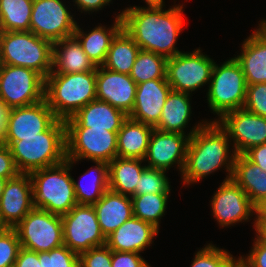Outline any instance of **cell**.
Segmentation results:
<instances>
[{
	"mask_svg": "<svg viewBox=\"0 0 266 267\" xmlns=\"http://www.w3.org/2000/svg\"><path fill=\"white\" fill-rule=\"evenodd\" d=\"M257 28L266 36V19L265 18L258 21Z\"/></svg>",
	"mask_w": 266,
	"mask_h": 267,
	"instance_id": "db71d44e",
	"label": "cell"
},
{
	"mask_svg": "<svg viewBox=\"0 0 266 267\" xmlns=\"http://www.w3.org/2000/svg\"><path fill=\"white\" fill-rule=\"evenodd\" d=\"M76 164L77 161L66 159L61 164L30 173L34 208L63 216L78 204L71 176Z\"/></svg>",
	"mask_w": 266,
	"mask_h": 267,
	"instance_id": "277c9868",
	"label": "cell"
},
{
	"mask_svg": "<svg viewBox=\"0 0 266 267\" xmlns=\"http://www.w3.org/2000/svg\"><path fill=\"white\" fill-rule=\"evenodd\" d=\"M44 99L58 119L66 120L96 100V71L49 74Z\"/></svg>",
	"mask_w": 266,
	"mask_h": 267,
	"instance_id": "5b68a950",
	"label": "cell"
},
{
	"mask_svg": "<svg viewBox=\"0 0 266 267\" xmlns=\"http://www.w3.org/2000/svg\"><path fill=\"white\" fill-rule=\"evenodd\" d=\"M232 267H244L239 261H237Z\"/></svg>",
	"mask_w": 266,
	"mask_h": 267,
	"instance_id": "9f6ffc18",
	"label": "cell"
},
{
	"mask_svg": "<svg viewBox=\"0 0 266 267\" xmlns=\"http://www.w3.org/2000/svg\"><path fill=\"white\" fill-rule=\"evenodd\" d=\"M127 118L123 111L96 99L64 122L65 127H92L117 133Z\"/></svg>",
	"mask_w": 266,
	"mask_h": 267,
	"instance_id": "603a6c76",
	"label": "cell"
},
{
	"mask_svg": "<svg viewBox=\"0 0 266 267\" xmlns=\"http://www.w3.org/2000/svg\"><path fill=\"white\" fill-rule=\"evenodd\" d=\"M41 267H79V254L62 245L49 252H38Z\"/></svg>",
	"mask_w": 266,
	"mask_h": 267,
	"instance_id": "74e56055",
	"label": "cell"
},
{
	"mask_svg": "<svg viewBox=\"0 0 266 267\" xmlns=\"http://www.w3.org/2000/svg\"><path fill=\"white\" fill-rule=\"evenodd\" d=\"M244 155L266 172V143L250 148Z\"/></svg>",
	"mask_w": 266,
	"mask_h": 267,
	"instance_id": "7dc6e473",
	"label": "cell"
},
{
	"mask_svg": "<svg viewBox=\"0 0 266 267\" xmlns=\"http://www.w3.org/2000/svg\"><path fill=\"white\" fill-rule=\"evenodd\" d=\"M66 159L110 163L117 157V133L88 127H65ZM80 161V162H79Z\"/></svg>",
	"mask_w": 266,
	"mask_h": 267,
	"instance_id": "ba28073f",
	"label": "cell"
},
{
	"mask_svg": "<svg viewBox=\"0 0 266 267\" xmlns=\"http://www.w3.org/2000/svg\"><path fill=\"white\" fill-rule=\"evenodd\" d=\"M170 195L171 193H152L131 196L134 217L149 222L160 230Z\"/></svg>",
	"mask_w": 266,
	"mask_h": 267,
	"instance_id": "836d02e7",
	"label": "cell"
},
{
	"mask_svg": "<svg viewBox=\"0 0 266 267\" xmlns=\"http://www.w3.org/2000/svg\"><path fill=\"white\" fill-rule=\"evenodd\" d=\"M110 25L108 27V25L98 23L96 27L90 28V31H84L77 22L74 36L96 67L104 64L112 40L123 29L121 10L115 14L114 23Z\"/></svg>",
	"mask_w": 266,
	"mask_h": 267,
	"instance_id": "cb8c5ba5",
	"label": "cell"
},
{
	"mask_svg": "<svg viewBox=\"0 0 266 267\" xmlns=\"http://www.w3.org/2000/svg\"><path fill=\"white\" fill-rule=\"evenodd\" d=\"M232 179L245 191L254 205L266 197V172L244 154L235 157Z\"/></svg>",
	"mask_w": 266,
	"mask_h": 267,
	"instance_id": "4dcf8cb0",
	"label": "cell"
},
{
	"mask_svg": "<svg viewBox=\"0 0 266 267\" xmlns=\"http://www.w3.org/2000/svg\"><path fill=\"white\" fill-rule=\"evenodd\" d=\"M7 180L8 179H5V178H0V197L4 191V188H5V185L7 183Z\"/></svg>",
	"mask_w": 266,
	"mask_h": 267,
	"instance_id": "11a10c76",
	"label": "cell"
},
{
	"mask_svg": "<svg viewBox=\"0 0 266 267\" xmlns=\"http://www.w3.org/2000/svg\"><path fill=\"white\" fill-rule=\"evenodd\" d=\"M140 50L135 41L122 29L112 40L102 66L129 75Z\"/></svg>",
	"mask_w": 266,
	"mask_h": 267,
	"instance_id": "1f68e13d",
	"label": "cell"
},
{
	"mask_svg": "<svg viewBox=\"0 0 266 267\" xmlns=\"http://www.w3.org/2000/svg\"><path fill=\"white\" fill-rule=\"evenodd\" d=\"M167 58L154 52L140 50L129 76L136 84L153 79H167Z\"/></svg>",
	"mask_w": 266,
	"mask_h": 267,
	"instance_id": "e575fe53",
	"label": "cell"
},
{
	"mask_svg": "<svg viewBox=\"0 0 266 267\" xmlns=\"http://www.w3.org/2000/svg\"><path fill=\"white\" fill-rule=\"evenodd\" d=\"M252 244L249 253L238 256V261L244 267H266V243L255 235Z\"/></svg>",
	"mask_w": 266,
	"mask_h": 267,
	"instance_id": "b9f144b4",
	"label": "cell"
},
{
	"mask_svg": "<svg viewBox=\"0 0 266 267\" xmlns=\"http://www.w3.org/2000/svg\"><path fill=\"white\" fill-rule=\"evenodd\" d=\"M10 109V107H8L3 101L0 100V143H3L7 132V123Z\"/></svg>",
	"mask_w": 266,
	"mask_h": 267,
	"instance_id": "c3c4849f",
	"label": "cell"
},
{
	"mask_svg": "<svg viewBox=\"0 0 266 267\" xmlns=\"http://www.w3.org/2000/svg\"><path fill=\"white\" fill-rule=\"evenodd\" d=\"M159 232L153 224L133 216L106 237V245L112 251L144 253Z\"/></svg>",
	"mask_w": 266,
	"mask_h": 267,
	"instance_id": "44dd1931",
	"label": "cell"
},
{
	"mask_svg": "<svg viewBox=\"0 0 266 267\" xmlns=\"http://www.w3.org/2000/svg\"><path fill=\"white\" fill-rule=\"evenodd\" d=\"M190 136L177 132H163L153 129L144 163L149 168L168 172L171 168L182 174ZM174 165V166H173Z\"/></svg>",
	"mask_w": 266,
	"mask_h": 267,
	"instance_id": "9a60e30c",
	"label": "cell"
},
{
	"mask_svg": "<svg viewBox=\"0 0 266 267\" xmlns=\"http://www.w3.org/2000/svg\"><path fill=\"white\" fill-rule=\"evenodd\" d=\"M33 0H0V32L30 31Z\"/></svg>",
	"mask_w": 266,
	"mask_h": 267,
	"instance_id": "d6a6232c",
	"label": "cell"
},
{
	"mask_svg": "<svg viewBox=\"0 0 266 267\" xmlns=\"http://www.w3.org/2000/svg\"><path fill=\"white\" fill-rule=\"evenodd\" d=\"M154 127L127 118L117 132V157L143 160Z\"/></svg>",
	"mask_w": 266,
	"mask_h": 267,
	"instance_id": "83f0119b",
	"label": "cell"
},
{
	"mask_svg": "<svg viewBox=\"0 0 266 267\" xmlns=\"http://www.w3.org/2000/svg\"><path fill=\"white\" fill-rule=\"evenodd\" d=\"M144 160L115 157L108 164L109 189L123 195L134 196L143 170Z\"/></svg>",
	"mask_w": 266,
	"mask_h": 267,
	"instance_id": "f1b7e54d",
	"label": "cell"
},
{
	"mask_svg": "<svg viewBox=\"0 0 266 267\" xmlns=\"http://www.w3.org/2000/svg\"><path fill=\"white\" fill-rule=\"evenodd\" d=\"M10 227L4 222V220L0 217V237L7 232Z\"/></svg>",
	"mask_w": 266,
	"mask_h": 267,
	"instance_id": "f5cc1de1",
	"label": "cell"
},
{
	"mask_svg": "<svg viewBox=\"0 0 266 267\" xmlns=\"http://www.w3.org/2000/svg\"><path fill=\"white\" fill-rule=\"evenodd\" d=\"M93 206L105 238L134 216L131 196L110 189Z\"/></svg>",
	"mask_w": 266,
	"mask_h": 267,
	"instance_id": "484cf974",
	"label": "cell"
},
{
	"mask_svg": "<svg viewBox=\"0 0 266 267\" xmlns=\"http://www.w3.org/2000/svg\"><path fill=\"white\" fill-rule=\"evenodd\" d=\"M170 182L166 171L146 167L136 185L135 195L171 193Z\"/></svg>",
	"mask_w": 266,
	"mask_h": 267,
	"instance_id": "8d00e7d4",
	"label": "cell"
},
{
	"mask_svg": "<svg viewBox=\"0 0 266 267\" xmlns=\"http://www.w3.org/2000/svg\"><path fill=\"white\" fill-rule=\"evenodd\" d=\"M234 58L240 64L246 84L266 83V36L258 29L243 40Z\"/></svg>",
	"mask_w": 266,
	"mask_h": 267,
	"instance_id": "d4e9b609",
	"label": "cell"
},
{
	"mask_svg": "<svg viewBox=\"0 0 266 267\" xmlns=\"http://www.w3.org/2000/svg\"><path fill=\"white\" fill-rule=\"evenodd\" d=\"M33 208L30 174L19 173L7 180L0 197V217L4 222L14 228Z\"/></svg>",
	"mask_w": 266,
	"mask_h": 267,
	"instance_id": "d6986e66",
	"label": "cell"
},
{
	"mask_svg": "<svg viewBox=\"0 0 266 267\" xmlns=\"http://www.w3.org/2000/svg\"><path fill=\"white\" fill-rule=\"evenodd\" d=\"M191 94L171 90L162 108L159 123L154 127L163 132H177L192 136L210 119H202L187 132L188 123L192 119ZM201 121V122H200Z\"/></svg>",
	"mask_w": 266,
	"mask_h": 267,
	"instance_id": "7402d4cb",
	"label": "cell"
},
{
	"mask_svg": "<svg viewBox=\"0 0 266 267\" xmlns=\"http://www.w3.org/2000/svg\"><path fill=\"white\" fill-rule=\"evenodd\" d=\"M21 247L34 252H49L64 245L60 215L33 208L15 227Z\"/></svg>",
	"mask_w": 266,
	"mask_h": 267,
	"instance_id": "30bf717a",
	"label": "cell"
},
{
	"mask_svg": "<svg viewBox=\"0 0 266 267\" xmlns=\"http://www.w3.org/2000/svg\"><path fill=\"white\" fill-rule=\"evenodd\" d=\"M165 6H130L121 10L123 29L141 50L171 58L180 52L176 47L183 31L184 4Z\"/></svg>",
	"mask_w": 266,
	"mask_h": 267,
	"instance_id": "6da1fadb",
	"label": "cell"
},
{
	"mask_svg": "<svg viewBox=\"0 0 266 267\" xmlns=\"http://www.w3.org/2000/svg\"><path fill=\"white\" fill-rule=\"evenodd\" d=\"M8 147L19 173L61 164L66 160L65 122L57 119L36 137H17Z\"/></svg>",
	"mask_w": 266,
	"mask_h": 267,
	"instance_id": "3957f363",
	"label": "cell"
},
{
	"mask_svg": "<svg viewBox=\"0 0 266 267\" xmlns=\"http://www.w3.org/2000/svg\"><path fill=\"white\" fill-rule=\"evenodd\" d=\"M237 261L238 257L210 242L195 252L190 267H232Z\"/></svg>",
	"mask_w": 266,
	"mask_h": 267,
	"instance_id": "d590c367",
	"label": "cell"
},
{
	"mask_svg": "<svg viewBox=\"0 0 266 267\" xmlns=\"http://www.w3.org/2000/svg\"><path fill=\"white\" fill-rule=\"evenodd\" d=\"M96 71L77 38L73 35L53 43L52 72L50 74H69Z\"/></svg>",
	"mask_w": 266,
	"mask_h": 267,
	"instance_id": "4316f807",
	"label": "cell"
},
{
	"mask_svg": "<svg viewBox=\"0 0 266 267\" xmlns=\"http://www.w3.org/2000/svg\"><path fill=\"white\" fill-rule=\"evenodd\" d=\"M255 219H266V197L255 205Z\"/></svg>",
	"mask_w": 266,
	"mask_h": 267,
	"instance_id": "f907efd6",
	"label": "cell"
},
{
	"mask_svg": "<svg viewBox=\"0 0 266 267\" xmlns=\"http://www.w3.org/2000/svg\"><path fill=\"white\" fill-rule=\"evenodd\" d=\"M62 217L63 241L71 251L80 254L106 244L93 205H75Z\"/></svg>",
	"mask_w": 266,
	"mask_h": 267,
	"instance_id": "5bb4252c",
	"label": "cell"
},
{
	"mask_svg": "<svg viewBox=\"0 0 266 267\" xmlns=\"http://www.w3.org/2000/svg\"><path fill=\"white\" fill-rule=\"evenodd\" d=\"M45 79L36 71L0 64V100L8 107H25L44 100Z\"/></svg>",
	"mask_w": 266,
	"mask_h": 267,
	"instance_id": "8fae6325",
	"label": "cell"
},
{
	"mask_svg": "<svg viewBox=\"0 0 266 267\" xmlns=\"http://www.w3.org/2000/svg\"><path fill=\"white\" fill-rule=\"evenodd\" d=\"M80 179H73L75 198L80 205H94L109 189L108 163L92 162Z\"/></svg>",
	"mask_w": 266,
	"mask_h": 267,
	"instance_id": "f546056e",
	"label": "cell"
},
{
	"mask_svg": "<svg viewBox=\"0 0 266 267\" xmlns=\"http://www.w3.org/2000/svg\"><path fill=\"white\" fill-rule=\"evenodd\" d=\"M202 51L198 47L167 59L166 78L173 91L192 95L209 86L215 61Z\"/></svg>",
	"mask_w": 266,
	"mask_h": 267,
	"instance_id": "9c48e42d",
	"label": "cell"
},
{
	"mask_svg": "<svg viewBox=\"0 0 266 267\" xmlns=\"http://www.w3.org/2000/svg\"><path fill=\"white\" fill-rule=\"evenodd\" d=\"M14 267H41L38 252L21 248L14 263Z\"/></svg>",
	"mask_w": 266,
	"mask_h": 267,
	"instance_id": "bcb514c9",
	"label": "cell"
},
{
	"mask_svg": "<svg viewBox=\"0 0 266 267\" xmlns=\"http://www.w3.org/2000/svg\"><path fill=\"white\" fill-rule=\"evenodd\" d=\"M244 109L266 118V83L247 85Z\"/></svg>",
	"mask_w": 266,
	"mask_h": 267,
	"instance_id": "ab89813d",
	"label": "cell"
},
{
	"mask_svg": "<svg viewBox=\"0 0 266 267\" xmlns=\"http://www.w3.org/2000/svg\"><path fill=\"white\" fill-rule=\"evenodd\" d=\"M137 84L128 74L96 67V99L130 115L136 97Z\"/></svg>",
	"mask_w": 266,
	"mask_h": 267,
	"instance_id": "ac0fdd59",
	"label": "cell"
},
{
	"mask_svg": "<svg viewBox=\"0 0 266 267\" xmlns=\"http://www.w3.org/2000/svg\"><path fill=\"white\" fill-rule=\"evenodd\" d=\"M218 124L226 131L236 154L266 143V118L240 108L224 114Z\"/></svg>",
	"mask_w": 266,
	"mask_h": 267,
	"instance_id": "2e32d148",
	"label": "cell"
},
{
	"mask_svg": "<svg viewBox=\"0 0 266 267\" xmlns=\"http://www.w3.org/2000/svg\"><path fill=\"white\" fill-rule=\"evenodd\" d=\"M57 119L45 99L30 106L11 108L3 144L8 146L17 137H36Z\"/></svg>",
	"mask_w": 266,
	"mask_h": 267,
	"instance_id": "e0dca14e",
	"label": "cell"
},
{
	"mask_svg": "<svg viewBox=\"0 0 266 267\" xmlns=\"http://www.w3.org/2000/svg\"><path fill=\"white\" fill-rule=\"evenodd\" d=\"M112 267H151L141 253L112 251Z\"/></svg>",
	"mask_w": 266,
	"mask_h": 267,
	"instance_id": "7bdbcfd3",
	"label": "cell"
},
{
	"mask_svg": "<svg viewBox=\"0 0 266 267\" xmlns=\"http://www.w3.org/2000/svg\"><path fill=\"white\" fill-rule=\"evenodd\" d=\"M53 43L31 31L0 32V64L32 69L44 79L52 72Z\"/></svg>",
	"mask_w": 266,
	"mask_h": 267,
	"instance_id": "8992f818",
	"label": "cell"
},
{
	"mask_svg": "<svg viewBox=\"0 0 266 267\" xmlns=\"http://www.w3.org/2000/svg\"><path fill=\"white\" fill-rule=\"evenodd\" d=\"M255 235L266 243V219H255Z\"/></svg>",
	"mask_w": 266,
	"mask_h": 267,
	"instance_id": "681fc988",
	"label": "cell"
},
{
	"mask_svg": "<svg viewBox=\"0 0 266 267\" xmlns=\"http://www.w3.org/2000/svg\"><path fill=\"white\" fill-rule=\"evenodd\" d=\"M210 200L213 218L220 228L235 227L253 219L252 229H255V205L232 178L223 180Z\"/></svg>",
	"mask_w": 266,
	"mask_h": 267,
	"instance_id": "4fadbf2b",
	"label": "cell"
},
{
	"mask_svg": "<svg viewBox=\"0 0 266 267\" xmlns=\"http://www.w3.org/2000/svg\"><path fill=\"white\" fill-rule=\"evenodd\" d=\"M146 4V7L151 6H165V0H143Z\"/></svg>",
	"mask_w": 266,
	"mask_h": 267,
	"instance_id": "816d5d0a",
	"label": "cell"
},
{
	"mask_svg": "<svg viewBox=\"0 0 266 267\" xmlns=\"http://www.w3.org/2000/svg\"><path fill=\"white\" fill-rule=\"evenodd\" d=\"M21 248L16 230L10 228L0 237V267H14Z\"/></svg>",
	"mask_w": 266,
	"mask_h": 267,
	"instance_id": "f35d334b",
	"label": "cell"
},
{
	"mask_svg": "<svg viewBox=\"0 0 266 267\" xmlns=\"http://www.w3.org/2000/svg\"><path fill=\"white\" fill-rule=\"evenodd\" d=\"M70 2H73L72 6H75L77 11L84 13V15H91L94 12L96 14V12L107 8L106 6L110 7V3L113 4V0H72Z\"/></svg>",
	"mask_w": 266,
	"mask_h": 267,
	"instance_id": "f6af8a7d",
	"label": "cell"
},
{
	"mask_svg": "<svg viewBox=\"0 0 266 267\" xmlns=\"http://www.w3.org/2000/svg\"><path fill=\"white\" fill-rule=\"evenodd\" d=\"M19 174L8 146L0 143V178L12 179Z\"/></svg>",
	"mask_w": 266,
	"mask_h": 267,
	"instance_id": "ee69618b",
	"label": "cell"
},
{
	"mask_svg": "<svg viewBox=\"0 0 266 267\" xmlns=\"http://www.w3.org/2000/svg\"><path fill=\"white\" fill-rule=\"evenodd\" d=\"M112 250L105 244L79 254V267H112Z\"/></svg>",
	"mask_w": 266,
	"mask_h": 267,
	"instance_id": "60d3db41",
	"label": "cell"
},
{
	"mask_svg": "<svg viewBox=\"0 0 266 267\" xmlns=\"http://www.w3.org/2000/svg\"><path fill=\"white\" fill-rule=\"evenodd\" d=\"M171 90L167 79H153L137 84L135 103L128 117L155 127Z\"/></svg>",
	"mask_w": 266,
	"mask_h": 267,
	"instance_id": "ffe728a7",
	"label": "cell"
},
{
	"mask_svg": "<svg viewBox=\"0 0 266 267\" xmlns=\"http://www.w3.org/2000/svg\"><path fill=\"white\" fill-rule=\"evenodd\" d=\"M215 62L205 100L211 113L210 121H218L224 114L244 107L247 84L238 61L229 57L223 63Z\"/></svg>",
	"mask_w": 266,
	"mask_h": 267,
	"instance_id": "52a82bcc",
	"label": "cell"
},
{
	"mask_svg": "<svg viewBox=\"0 0 266 267\" xmlns=\"http://www.w3.org/2000/svg\"><path fill=\"white\" fill-rule=\"evenodd\" d=\"M236 155L226 131L217 121H207L190 137L182 185L199 183L220 169L227 173L224 180L231 179Z\"/></svg>",
	"mask_w": 266,
	"mask_h": 267,
	"instance_id": "7a4b0ae2",
	"label": "cell"
},
{
	"mask_svg": "<svg viewBox=\"0 0 266 267\" xmlns=\"http://www.w3.org/2000/svg\"><path fill=\"white\" fill-rule=\"evenodd\" d=\"M70 6L66 0H33L30 31L52 43L73 36L77 20Z\"/></svg>",
	"mask_w": 266,
	"mask_h": 267,
	"instance_id": "7c38bea8",
	"label": "cell"
}]
</instances>
